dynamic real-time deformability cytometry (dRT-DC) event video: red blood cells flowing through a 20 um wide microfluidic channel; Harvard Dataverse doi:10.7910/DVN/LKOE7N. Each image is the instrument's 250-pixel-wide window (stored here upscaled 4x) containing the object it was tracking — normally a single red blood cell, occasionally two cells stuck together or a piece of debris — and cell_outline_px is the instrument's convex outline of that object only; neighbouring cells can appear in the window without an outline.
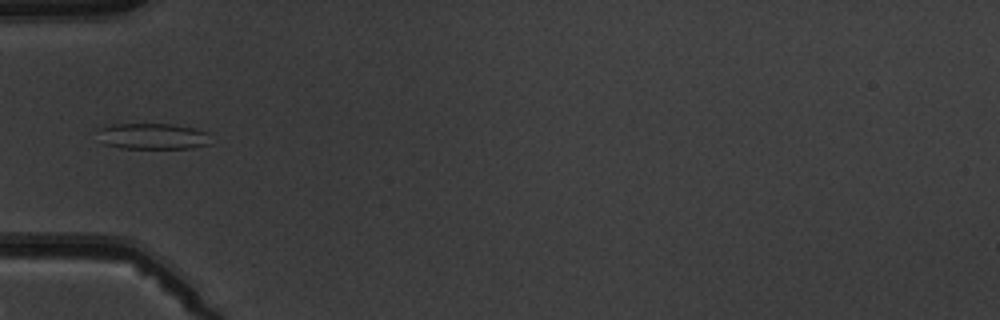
{"species": "common noctule bat (a hibernating species)", "species_latin": "Nyctalus noctula", "temperature_condition": "warm", "stored_images_in_passage": 6, "camera_frame_rate_fps": 3000, "um_per_image_px": 0.085, "animal": {"sex": "male", "body_mass_g": 19.5, "forearm_length_mm": 54.6}, "frame": {"image": 1, "passage_image": 5, "time_ms": 4.667, "image_size_px": [1000, 320], "cell_outline_px": [[212, 144], [192, 148], [120, 148], [104, 144], [96, 128], [112, 124], [172, 124], [192, 128], [208, 132]], "centroid_in_image_um": [13.0, 11.58], "position_along_channel_um": 72.0, "area_um2": 17.28}}
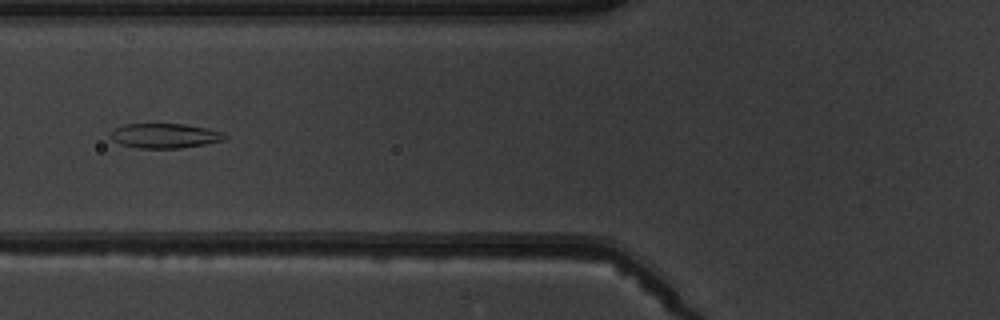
{"frame": {"image": 2, "passage_image": 6, "time_ms": 5.667, "image_size_px": [1000, 320], "cell_outline_px": [[228, 136], [224, 140], [204, 144], [180, 148], [136, 148], [120, 144], [112, 140], [112, 132], [116, 128], [124, 124], [184, 124], [208, 128], [224, 132]], "centroid_in_image_um": [14.04, 11.54], "position_along_channel_um": 111.8, "area_um2": 16.42}}